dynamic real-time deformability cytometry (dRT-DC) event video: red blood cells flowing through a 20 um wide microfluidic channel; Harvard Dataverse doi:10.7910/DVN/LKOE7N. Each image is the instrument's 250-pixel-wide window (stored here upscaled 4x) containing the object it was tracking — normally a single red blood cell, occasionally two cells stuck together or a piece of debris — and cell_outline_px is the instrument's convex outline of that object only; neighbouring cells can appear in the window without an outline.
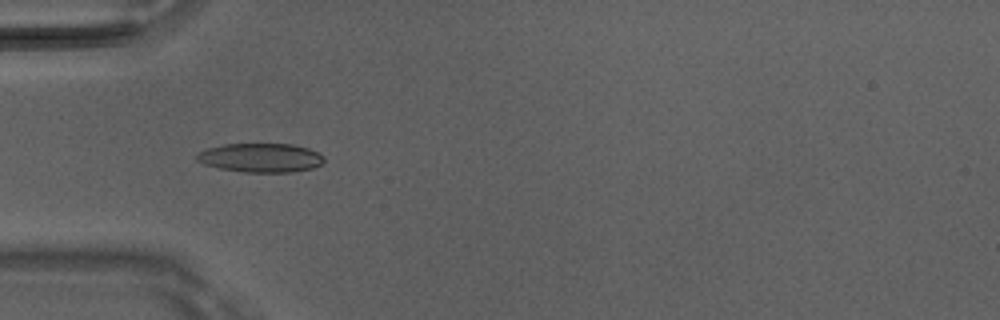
{"species": "Egyptian fruit bat (a non-hibernating species)", "species_latin": "Rousettus aegyptiacus", "temperature_condition": "room temperature", "stored_images_in_passage": 5, "camera_frame_rate_fps": 3000, "um_per_image_px": 0.085, "animal": {"sex": "male"}, "frame": {"image": 1, "passage_image": 3, "time_ms": 0.667, "image_size_px": [1000, 320], "cell_outline_px": [[324, 160], [320, 164], [312, 168], [292, 172], [244, 172], [220, 168], [204, 164], [196, 160], [196, 152], [208, 148], [224, 144], [292, 144], [308, 148], [324, 156]], "centroid_in_image_um": [22.13, 13.4], "position_along_channel_um": 62.9, "area_um2": 21.44}}